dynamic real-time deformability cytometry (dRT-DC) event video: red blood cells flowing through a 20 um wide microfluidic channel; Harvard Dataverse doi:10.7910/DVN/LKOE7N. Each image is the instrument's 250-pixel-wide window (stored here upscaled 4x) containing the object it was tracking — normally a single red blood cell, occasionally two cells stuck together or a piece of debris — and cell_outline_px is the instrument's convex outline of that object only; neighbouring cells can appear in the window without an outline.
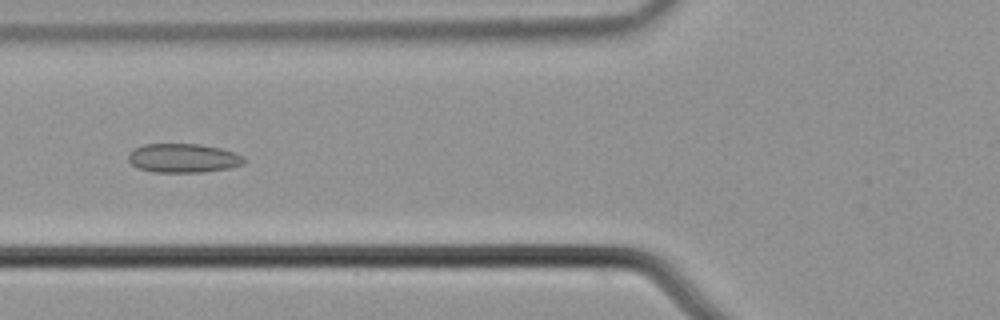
{"species": "common noctule bat (a hibernating species)", "species_latin": "Nyctalus noctula", "temperature_condition": "cold", "stored_images_in_passage": 7, "camera_frame_rate_fps": 3000, "um_per_image_px": 0.085, "animal": {"sex": "male", "body_mass_g": 21.5, "forearm_length_mm": 52.0}, "frame": {"image": 1, "passage_image": 5, "time_ms": 1.333, "image_size_px": [1000, 320], "cell_outline_px": [[248, 160], [244, 164], [228, 168], [204, 172], [156, 172], [136, 168], [128, 160], [128, 156], [136, 148], [144, 144], [200, 144], [220, 148], [236, 152], [244, 156]], "centroid_in_image_um": [15.63, 13.44], "position_along_channel_um": 110.2, "area_um2": 19.65}}
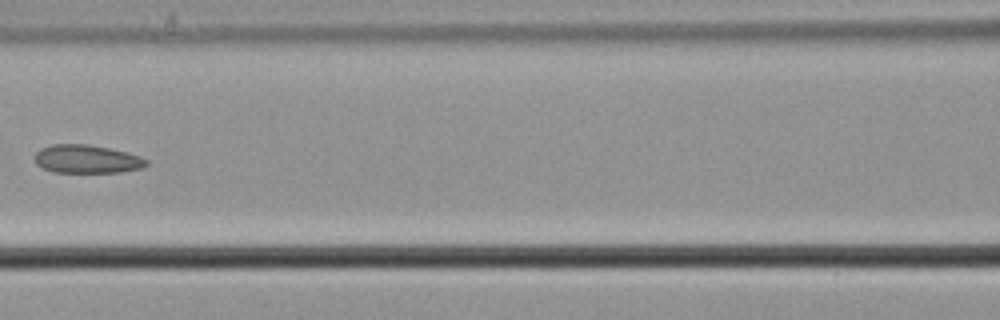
{"frame": {"image": 2, "passage_image": 6, "time_ms": 1.667, "image_size_px": [1000, 320], "cell_outline_px": [[148, 164], [144, 168], [120, 172], [52, 172], [36, 164], [36, 152], [40, 148], [52, 144], [88, 144], [108, 148], [140, 156], [148, 160]], "centroid_in_image_um": [7.39, 13.52], "position_along_channel_um": 159.2, "area_um2": 18.38}}
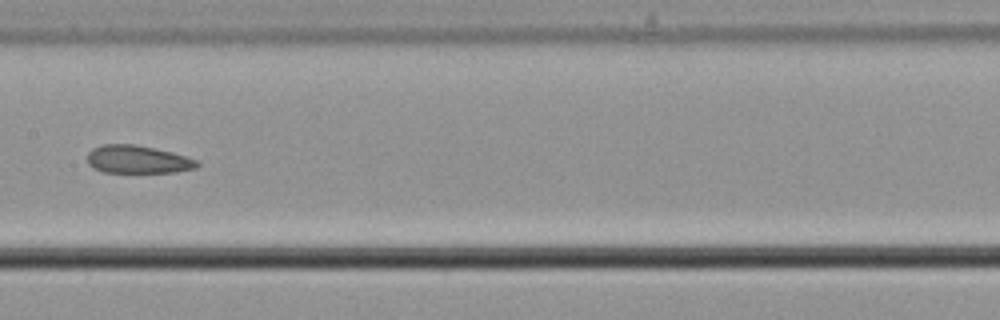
{"frame": {"image": 3, "passage_image": 7, "time_ms": 2.0, "image_size_px": [1000, 320], "cell_outline_px": [[200, 164], [196, 168], [176, 172], [104, 172], [88, 164], [88, 152], [92, 148], [100, 144], [136, 144], [172, 152], [196, 160]], "centroid_in_image_um": [11.69, 13.54], "position_along_channel_um": 195.7, "area_um2": 17.8}}